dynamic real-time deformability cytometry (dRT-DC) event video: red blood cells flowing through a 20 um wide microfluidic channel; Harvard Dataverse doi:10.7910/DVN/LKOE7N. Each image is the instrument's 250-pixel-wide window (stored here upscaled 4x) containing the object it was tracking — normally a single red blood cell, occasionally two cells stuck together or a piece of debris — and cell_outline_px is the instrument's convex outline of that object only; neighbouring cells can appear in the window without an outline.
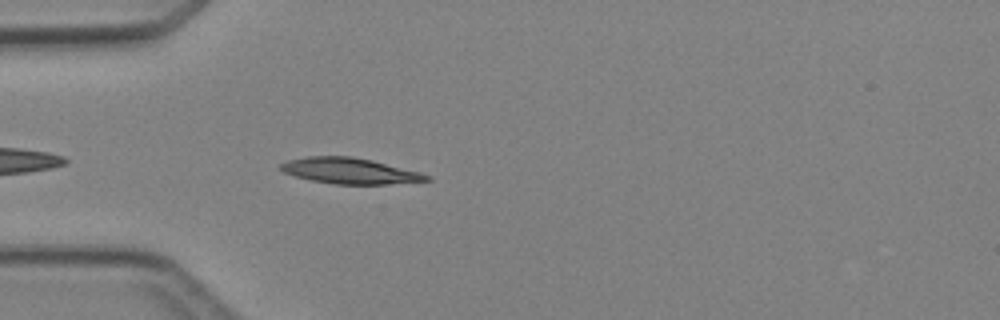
{"species": "Egyptian fruit bat (a non-hibernating species)", "species_latin": "Rousettus aegyptiacus", "temperature_condition": "cold", "stored_images_in_passage": 1, "camera_frame_rate_fps": 3000, "um_per_image_px": 0.085, "animal": {"sex": "female"}, "frame": {"image": 1, "passage_image": 1, "time_ms": 0.0, "image_size_px": [1000, 320], "cell_outline_px": [[432, 180], [384, 184], [336, 184], [312, 180], [296, 176], [284, 172], [280, 168], [280, 164], [288, 160], [308, 156], [352, 156], [372, 160], [420, 172], [432, 176]], "centroid_in_image_um": [29.75, 14.52], "position_along_channel_um": 55.2, "area_um2": 21.79}}